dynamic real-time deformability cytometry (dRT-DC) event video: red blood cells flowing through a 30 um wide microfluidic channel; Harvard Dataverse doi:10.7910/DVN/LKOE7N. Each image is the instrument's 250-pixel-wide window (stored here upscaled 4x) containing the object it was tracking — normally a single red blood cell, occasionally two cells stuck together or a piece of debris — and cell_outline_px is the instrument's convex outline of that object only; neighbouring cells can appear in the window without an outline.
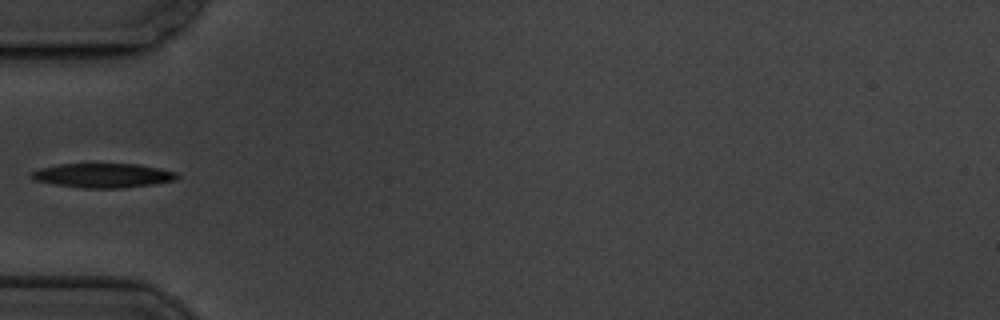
{"species": "common noctule bat (a hibernating species)", "species_latin": "Nyctalus noctula", "temperature_condition": "cold", "stored_images_in_passage": 7, "camera_frame_rate_fps": 3000, "um_per_image_px": 0.085, "animal": {"sex": "male", "body_mass_g": 19.5, "forearm_length_mm": 54.6}, "frame": {"image": 1, "passage_image": 1, "time_ms": 0.0, "image_size_px": [1000, 320], "cell_outline_px": [[180, 176], [176, 180], [152, 184], [120, 188], [80, 188], [32, 180], [28, 176], [32, 172], [40, 168], [60, 164], [136, 164], [176, 172]], "centroid_in_image_um": [8.71, 14.92], "position_along_channel_um": 76.3, "area_um2": 20.52}}
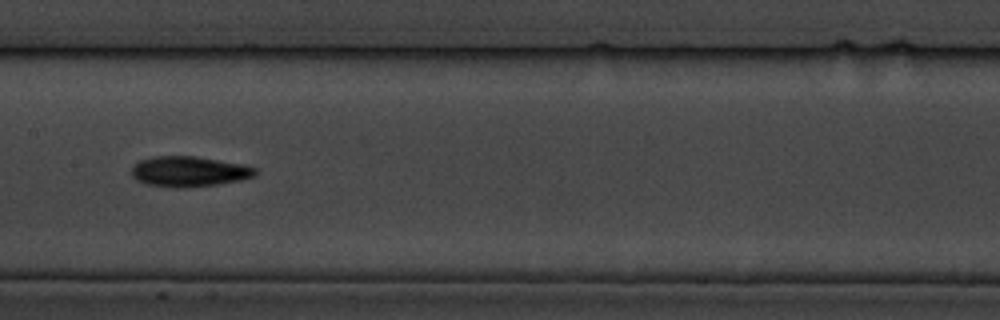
{"frame": {"image": 2, "passage_image": 4, "time_ms": 3.333, "image_size_px": [1000, 320], "cell_outline_px": [[256, 176], [240, 180], [216, 184], [180, 188], [172, 188], [148, 184], [136, 180], [132, 176], [132, 164], [140, 160], [152, 156], [196, 156], [244, 164], [256, 168]], "centroid_in_image_um": [16.05, 14.57], "position_along_channel_um": 191.4, "area_um2": 22.02}}
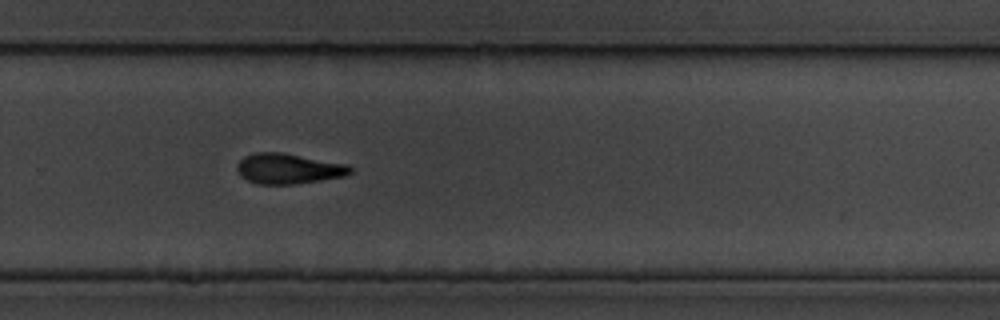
{"frame": {"image": 3, "passage_image": 7, "time_ms": 6.667, "image_size_px": [1000, 320], "cell_outline_px": [[352, 172], [348, 176], [296, 184], [256, 184], [240, 176], [236, 168], [236, 164], [244, 156], [256, 152], [284, 152], [344, 164], [352, 168]], "centroid_in_image_um": [24.49, 14.34], "position_along_channel_um": 305.3, "area_um2": 20.17}}